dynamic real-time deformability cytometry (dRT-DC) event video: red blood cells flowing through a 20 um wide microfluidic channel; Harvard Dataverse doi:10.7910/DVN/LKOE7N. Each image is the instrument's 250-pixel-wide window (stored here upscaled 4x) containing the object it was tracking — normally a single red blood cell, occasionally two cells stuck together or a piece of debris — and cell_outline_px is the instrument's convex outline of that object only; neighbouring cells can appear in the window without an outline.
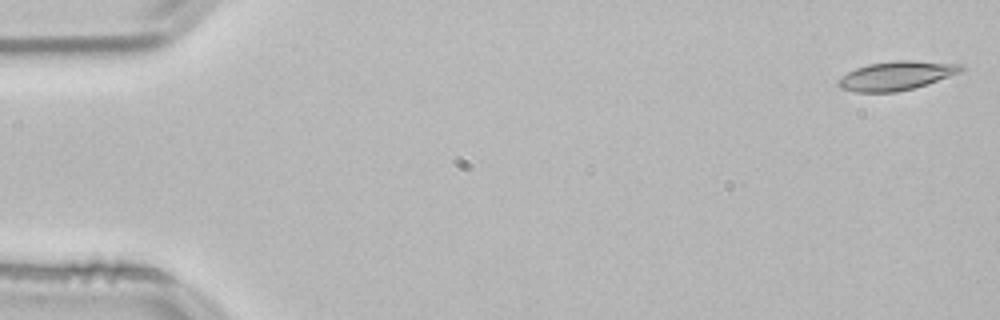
{"species": "common noctule bat (a hibernating species)", "species_latin": "Nyctalus noctula", "temperature_condition": "room temperature", "stored_images_in_passage": 53, "camera_frame_rate_fps": 3000, "um_per_image_px": 0.085, "animal": {"sex": "male", "body_mass_g": 21.5, "forearm_length_mm": 52.0}, "frame": {"image": 1, "passage_image": 1, "time_ms": 0.0, "image_size_px": [1000, 320], "cell_outline_px": [[964, 72], [912, 88], [896, 92], [856, 92], [840, 88], [836, 84], [836, 80], [848, 72], [856, 68], [868, 64], [892, 60], [912, 60], [964, 64]], "centroid_in_image_um": [76.2, 6.42], "position_along_channel_um": 8.8, "area_um2": 20.87}}
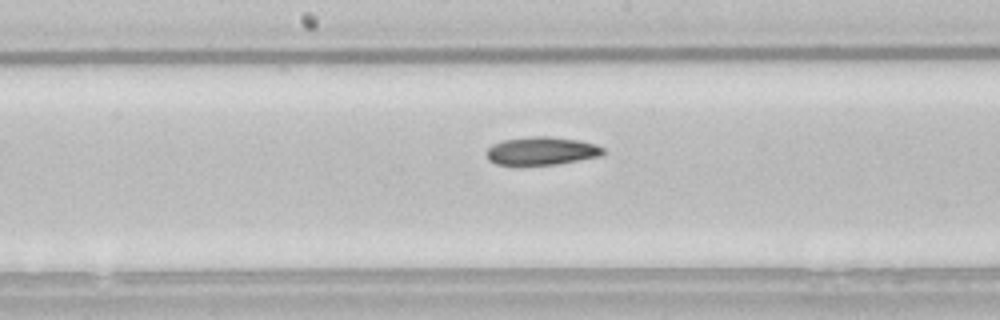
{"frame": {"image": 2, "passage_image": 27, "time_ms": 8.667, "image_size_px": [1000, 320], "cell_outline_px": [[604, 152], [600, 156], [556, 164], [520, 168], [496, 164], [488, 160], [484, 152], [492, 144], [504, 140], [532, 136], [552, 136], [580, 140], [596, 144], [604, 148]], "centroid_in_image_um": [45.96, 12.86], "position_along_channel_um": 202.2, "area_um2": 19.94}}
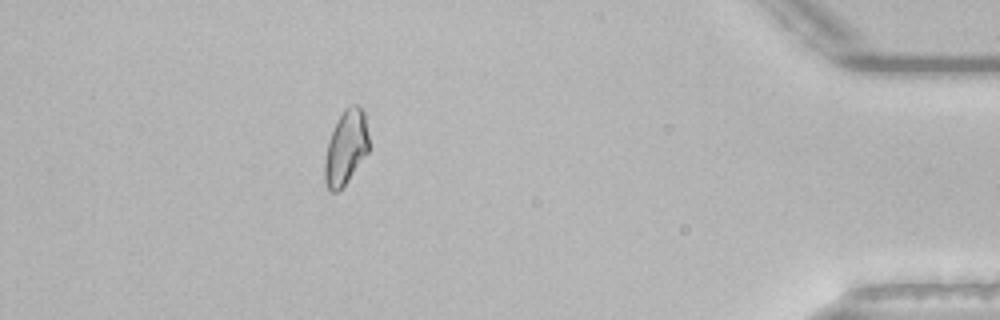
{"frame": {"image": 3, "passage_image": 47, "time_ms": 15.333, "image_size_px": [1000, 320], "cell_outline_px": [[368, 152], [348, 180], [336, 192], [332, 192], [328, 188], [324, 180], [324, 160], [328, 140], [344, 108], [352, 104], [356, 104], [364, 112], [368, 136]], "centroid_in_image_um": [29.38, 12.54], "position_along_channel_um": 405.8, "area_um2": 18.84}, "authors_computed_cell_mechanics": {"area_um2": 19.5942, "velocity_mm_per_s": 3.828, "shape_relaxation_time_tau1_ms": 10.8872, "shape_relaxation_time_tau2_ms": null, "deformation_change_tau1": 0.2228, "deformation_change_tau2": null}}